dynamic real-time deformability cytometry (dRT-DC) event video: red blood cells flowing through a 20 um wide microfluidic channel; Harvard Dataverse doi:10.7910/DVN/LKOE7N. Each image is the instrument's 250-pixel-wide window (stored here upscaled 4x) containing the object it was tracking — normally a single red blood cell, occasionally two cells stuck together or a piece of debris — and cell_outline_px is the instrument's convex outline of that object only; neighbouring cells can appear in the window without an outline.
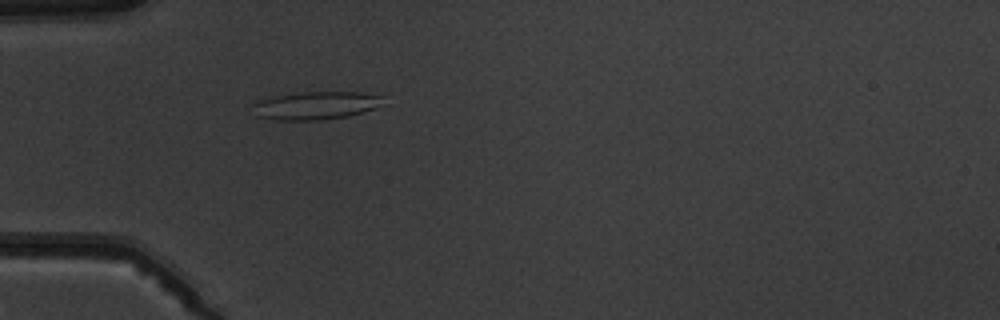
{"species": "common noctule bat (a hibernating species)", "species_latin": "Nyctalus noctula", "temperature_condition": "warm", "stored_images_in_passage": 5, "camera_frame_rate_fps": 3000, "um_per_image_px": 0.085, "animal": {"sex": "male", "body_mass_g": 19.5, "forearm_length_mm": 54.6}, "frame": {"image": 1, "passage_image": 5, "time_ms": 4.667, "image_size_px": [1000, 320], "cell_outline_px": [[384, 96], [376, 108], [348, 116], [316, 120], [276, 120], [256, 116], [252, 104], [256, 100], [272, 96], [300, 92], [360, 92]], "centroid_in_image_um": [26.78, 8.96], "position_along_channel_um": 58.2, "area_um2": 21.27}}